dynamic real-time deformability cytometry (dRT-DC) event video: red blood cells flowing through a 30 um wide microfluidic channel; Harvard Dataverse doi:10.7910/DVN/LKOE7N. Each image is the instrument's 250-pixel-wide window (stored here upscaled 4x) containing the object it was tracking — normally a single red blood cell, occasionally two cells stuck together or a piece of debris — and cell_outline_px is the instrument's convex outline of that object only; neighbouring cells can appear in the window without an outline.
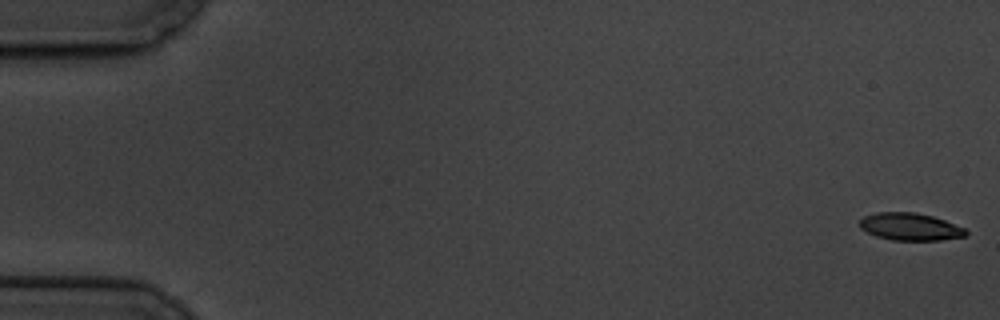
{"species": "common noctule bat (a hibernating species)", "species_latin": "Nyctalus noctula", "temperature_condition": "cold", "stored_images_in_passage": 6, "camera_frame_rate_fps": 3000, "um_per_image_px": 0.085, "animal": {"sex": "male", "body_mass_g": 19.5, "forearm_length_mm": 54.6}, "frame": {"image": 1, "passage_image": 1, "time_ms": 0.0, "image_size_px": [1000, 320], "cell_outline_px": [[968, 232], [964, 236], [940, 240], [892, 240], [876, 236], [860, 228], [860, 220], [864, 216], [876, 212], [916, 212], [932, 216], [944, 220], [964, 228]], "centroid_in_image_um": [77.34, 19.26], "position_along_channel_um": 7.7, "area_um2": 16.82}}
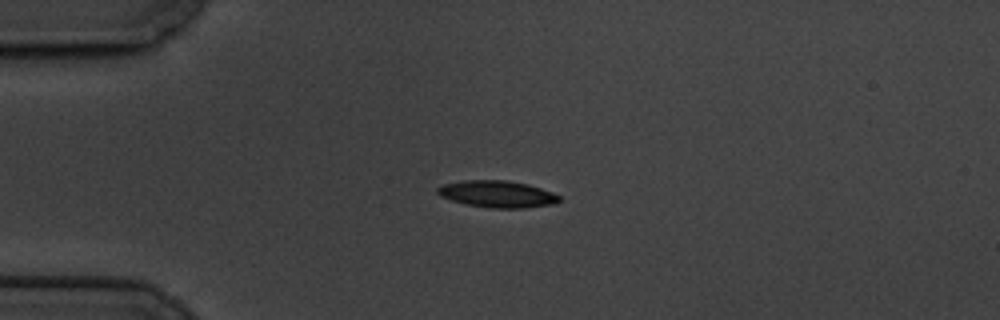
{"frame": {"image": 2, "passage_image": 5, "time_ms": 4.667, "image_size_px": [1000, 320], "cell_outline_px": [[560, 200], [556, 204], [524, 208], [488, 208], [468, 204], [452, 200], [440, 196], [436, 192], [436, 188], [444, 184], [464, 180], [504, 180], [528, 184], [552, 192], [560, 196]], "centroid_in_image_um": [42.28, 16.5], "position_along_channel_um": 42.7, "area_um2": 19.02}}